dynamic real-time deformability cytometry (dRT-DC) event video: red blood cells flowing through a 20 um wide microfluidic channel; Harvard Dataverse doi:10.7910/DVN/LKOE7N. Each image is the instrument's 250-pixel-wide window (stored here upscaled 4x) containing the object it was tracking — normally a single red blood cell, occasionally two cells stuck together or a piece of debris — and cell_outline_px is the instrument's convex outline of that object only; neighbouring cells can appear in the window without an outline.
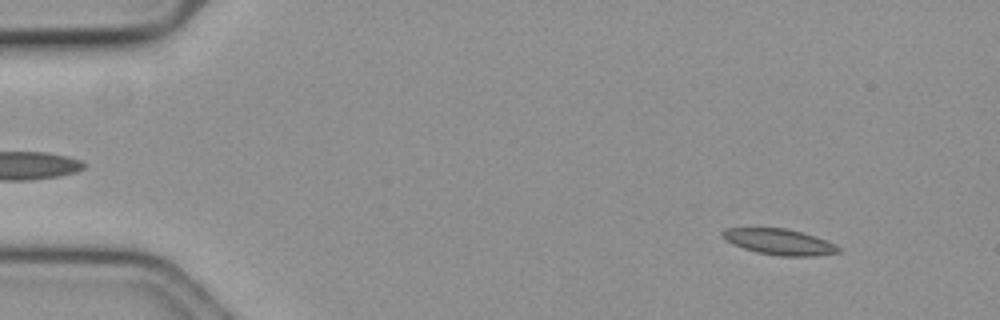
{"species": "common noctule bat (a hibernating species)", "species_latin": "Nyctalus noctula", "temperature_condition": "cold", "stored_images_in_passage": 59, "camera_frame_rate_fps": 3000, "um_per_image_px": 0.085, "animal": {"sex": "female", "body_mass_g": 19.3, "forearm_length_mm": 54.1}, "frame": {"image": 1, "passage_image": 6, "time_ms": 1.667, "image_size_px": [1000, 320], "cell_outline_px": [[840, 252], [816, 256], [780, 256], [756, 252], [732, 244], [724, 240], [720, 236], [720, 232], [724, 228], [788, 228], [816, 236], [836, 244], [840, 248]], "centroid_in_image_um": [66.22, 20.55], "position_along_channel_um": 18.8, "area_um2": 17.74}}
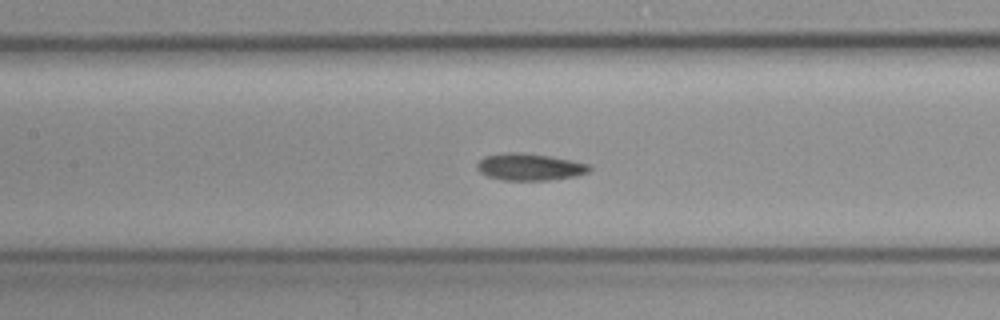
{"frame": {"image": 2, "passage_image": 27, "time_ms": 8.667, "image_size_px": [1000, 320], "cell_outline_px": [[592, 168], [588, 172], [576, 176], [548, 180], [504, 180], [488, 176], [480, 172], [476, 168], [476, 164], [484, 156], [508, 152], [524, 152], [552, 156], [592, 164]], "centroid_in_image_um": [45.05, 14.18], "position_along_channel_um": 162.3, "area_um2": 17.86}}
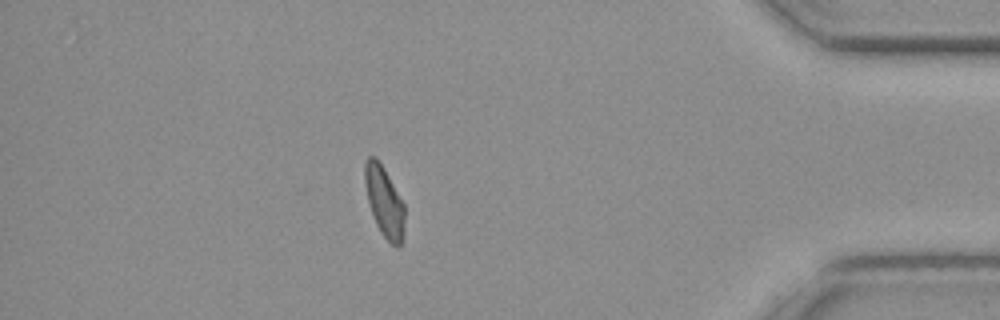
{"frame": {"image": 3, "passage_image": 51, "time_ms": 16.667, "image_size_px": [1000, 320], "cell_outline_px": [[404, 236], [400, 248], [396, 248], [380, 232], [376, 224], [368, 200], [364, 184], [364, 164], [368, 156], [376, 156], [384, 168], [404, 204]], "centroid_in_image_um": [32.67, 17.14], "position_along_channel_um": 402.5, "area_um2": 16.42}}